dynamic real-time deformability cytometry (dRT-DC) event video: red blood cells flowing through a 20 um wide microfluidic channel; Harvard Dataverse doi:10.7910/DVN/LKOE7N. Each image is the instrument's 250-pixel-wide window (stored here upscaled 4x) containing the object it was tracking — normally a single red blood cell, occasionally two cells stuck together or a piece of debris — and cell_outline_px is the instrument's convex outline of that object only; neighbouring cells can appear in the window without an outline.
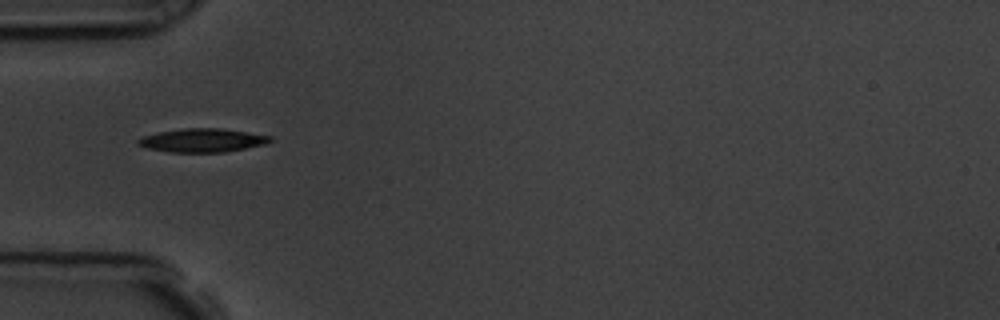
{"species": "common noctule bat (a hibernating species)", "species_latin": "Nyctalus noctula", "temperature_condition": "room temperature", "stored_images_in_passage": 40, "camera_frame_rate_fps": 3000, "um_per_image_px": 0.085, "animal": {"sex": "male", "body_mass_g": 19.5, "forearm_length_mm": 54.6}, "frame": {"image": 1, "passage_image": 1, "time_ms": 0.0, "image_size_px": [1000, 320], "cell_outline_px": [[272, 140], [268, 144], [224, 152], [168, 152], [148, 148], [136, 144], [136, 140], [144, 136], [160, 132], [184, 128], [220, 128], [272, 136]], "centroid_in_image_um": [17.22, 11.93], "position_along_channel_um": 67.8, "area_um2": 18.09}}
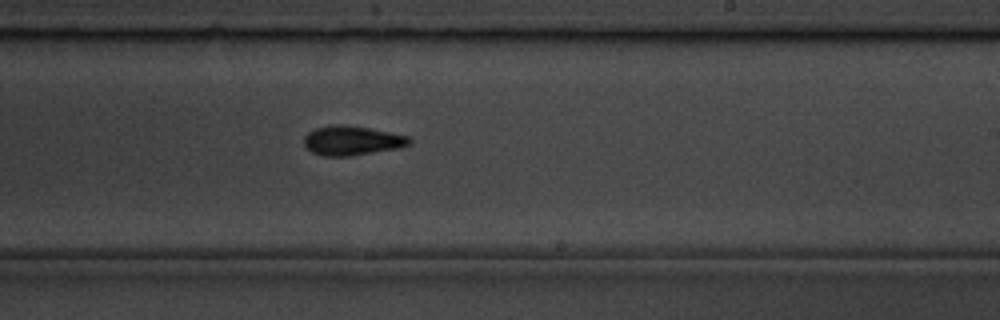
{"frame": {"image": 2, "passage_image": 17, "time_ms": 5.333, "image_size_px": [1000, 320], "cell_outline_px": [[412, 144], [400, 148], [348, 156], [324, 156], [312, 152], [304, 144], [304, 136], [308, 132], [316, 128], [332, 124], [344, 124], [368, 128], [408, 136], [412, 140]], "centroid_in_image_um": [29.92, 11.94], "position_along_channel_um": 259.1, "area_um2": 18.03}}
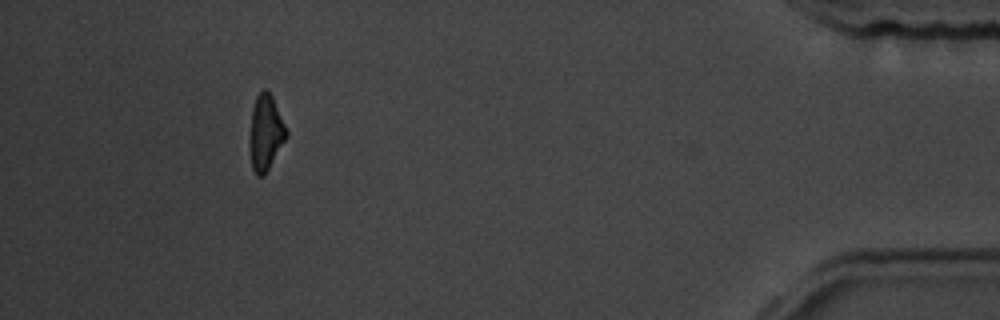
{"frame": {"image": 3, "passage_image": 35, "time_ms": 11.333, "image_size_px": [1000, 320], "cell_outline_px": [[288, 136], [264, 176], [256, 176], [252, 168], [248, 144], [248, 140], [252, 108], [256, 96], [264, 88], [272, 96], [288, 132]], "centroid_in_image_um": [22.55, 11.31], "position_along_channel_um": 412.6, "area_um2": 16.36}, "authors_computed_cell_mechanics": {"area_um2": 17.34, "velocity_mm_per_s": 3.591, "shape_relaxation_time_tau1_ms": 3.4078, "shape_relaxation_time_tau2_ms": 4.1794, "deformation_change_tau1": 0.1586, "deformation_change_tau2": 0.1089}}